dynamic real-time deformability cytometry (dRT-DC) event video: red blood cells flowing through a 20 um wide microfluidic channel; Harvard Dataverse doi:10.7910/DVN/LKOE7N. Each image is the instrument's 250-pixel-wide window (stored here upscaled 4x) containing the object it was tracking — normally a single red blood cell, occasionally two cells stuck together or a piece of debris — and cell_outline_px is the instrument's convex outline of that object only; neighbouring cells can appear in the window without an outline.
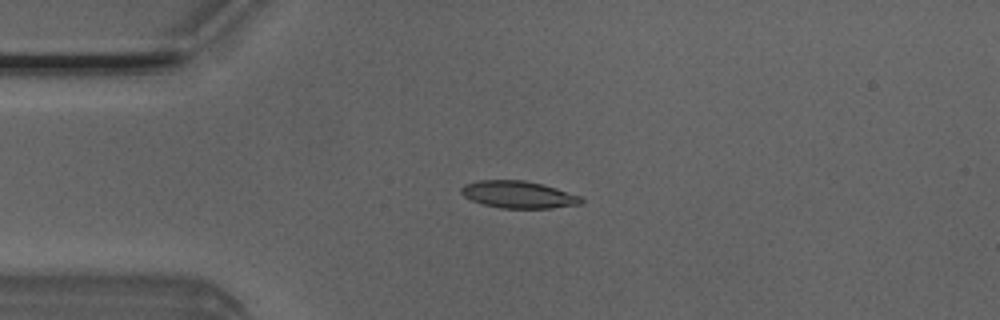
{"species": "Egyptian fruit bat (a non-hibernating species)", "species_latin": "Rousettus aegyptiacus", "temperature_condition": "room temperature", "stored_images_in_passage": 50, "camera_frame_rate_fps": 3000, "um_per_image_px": 0.085, "animal": {"sex": "male"}, "frame": {"image": 1, "passage_image": 11, "time_ms": 3.333, "image_size_px": [1000, 320], "cell_outline_px": [[584, 204], [552, 208], [500, 208], [484, 204], [472, 200], [464, 196], [460, 192], [460, 188], [464, 184], [476, 180], [524, 180], [544, 184], [580, 196], [584, 200]], "centroid_in_image_um": [44.07, 16.53], "position_along_channel_um": 40.9, "area_um2": 19.13}}
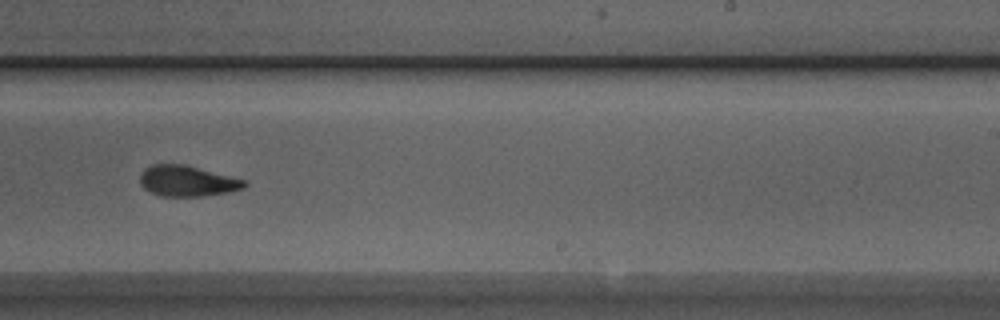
{"frame": {"image": 2, "passage_image": 30, "time_ms": 9.667, "image_size_px": [1000, 320], "cell_outline_px": [[248, 184], [244, 188], [228, 192], [204, 196], [160, 196], [144, 188], [140, 184], [140, 172], [144, 168], [152, 164], [184, 164], [248, 180]], "centroid_in_image_um": [15.93, 15.38], "position_along_channel_um": 273.1, "area_um2": 18.9}}
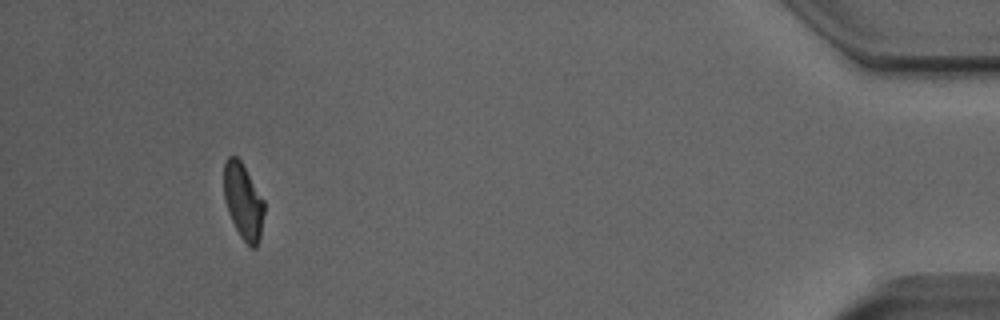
{"frame": {"image": 3, "passage_image": 46, "time_ms": 15.0, "image_size_px": [1000, 320], "cell_outline_px": [[264, 212], [260, 236], [256, 248], [252, 248], [240, 236], [228, 212], [224, 200], [224, 164], [228, 156], [236, 156], [240, 160], [264, 200]], "centroid_in_image_um": [20.67, 17.11], "position_along_channel_um": 414.5, "area_um2": 17.57}, "authors_computed_cell_mechanics": {"area_um2": 18.9006, "velocity_mm_per_s": 4.0207, "shape_relaxation_time_tau1_ms": 3.4114, "shape_relaxation_time_tau2_ms": 2.2158, "deformation_change_tau1": 0.1574, "deformation_change_tau2": 0.0889}}